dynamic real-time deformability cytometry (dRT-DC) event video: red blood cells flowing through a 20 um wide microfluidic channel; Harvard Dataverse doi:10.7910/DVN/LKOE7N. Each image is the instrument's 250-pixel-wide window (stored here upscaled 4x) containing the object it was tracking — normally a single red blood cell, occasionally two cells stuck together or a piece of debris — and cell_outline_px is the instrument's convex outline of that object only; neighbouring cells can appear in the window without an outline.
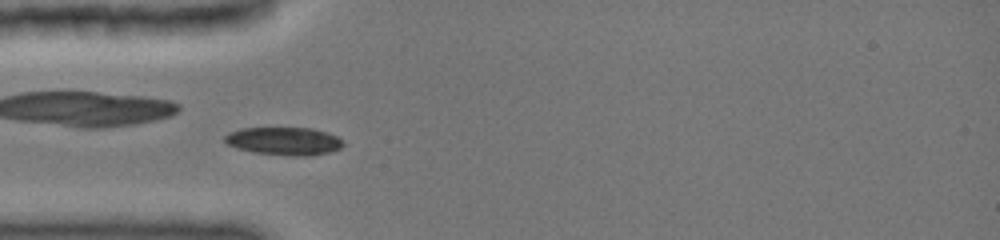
{"species": "common noctule bat (a hibernating species)", "species_latin": "Nyctalus noctula", "temperature_condition": "cold", "stored_images_in_passage": 22, "camera_frame_rate_fps": 3000, "um_per_image_px": 0.085, "animal": {"sex": "female", "body_mass_g": 19.0, "forearm_length_mm": 51.5}, "frame": {"image": 1, "passage_image": 21, "time_ms": 4.0, "image_size_px": [1000, 240], "cell_outline_px": [[344, 144], [340, 148], [328, 152], [312, 156], [292, 156], [256, 152], [236, 148], [228, 144], [224, 140], [224, 136], [228, 132], [240, 128], [312, 128], [328, 132], [336, 136]], "centroid_in_image_um": [24.13, 11.99], "position_along_channel_um": 60.9, "area_um2": 19.25}}